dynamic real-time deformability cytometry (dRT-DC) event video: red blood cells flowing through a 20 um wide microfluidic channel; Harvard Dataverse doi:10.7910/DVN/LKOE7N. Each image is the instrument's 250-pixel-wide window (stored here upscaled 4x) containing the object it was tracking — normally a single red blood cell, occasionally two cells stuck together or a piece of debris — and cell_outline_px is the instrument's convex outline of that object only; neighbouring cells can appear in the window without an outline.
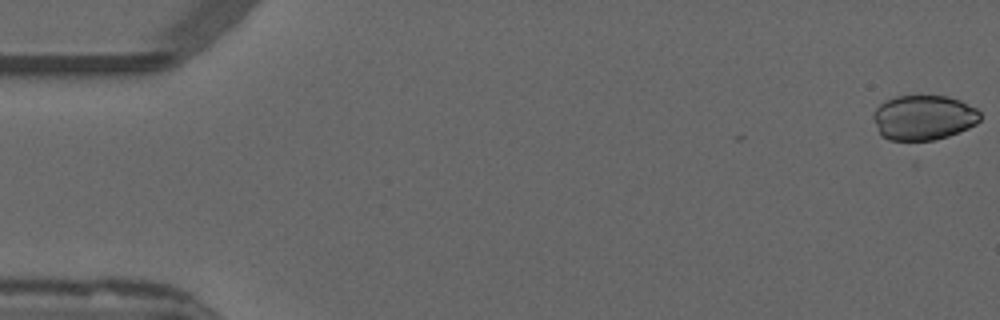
{"species": "common noctule bat (a hibernating species)", "species_latin": "Nyctalus noctula", "temperature_condition": "warm", "stored_images_in_passage": 10, "camera_frame_rate_fps": 3000, "um_per_image_px": 0.085, "animal": {"sex": "male", "forearm_length_mm": 52.5}, "frame": {"image": 1, "passage_image": 1, "time_ms": 0.0, "image_size_px": [1000, 320], "cell_outline_px": [[980, 120], [976, 124], [960, 132], [936, 140], [888, 140], [880, 136], [872, 116], [876, 108], [884, 100], [896, 96], [948, 96], [960, 100], [976, 108], [980, 112]], "centroid_in_image_um": [78.49, 10.0], "position_along_channel_um": 6.5, "area_um2": 28.21}}